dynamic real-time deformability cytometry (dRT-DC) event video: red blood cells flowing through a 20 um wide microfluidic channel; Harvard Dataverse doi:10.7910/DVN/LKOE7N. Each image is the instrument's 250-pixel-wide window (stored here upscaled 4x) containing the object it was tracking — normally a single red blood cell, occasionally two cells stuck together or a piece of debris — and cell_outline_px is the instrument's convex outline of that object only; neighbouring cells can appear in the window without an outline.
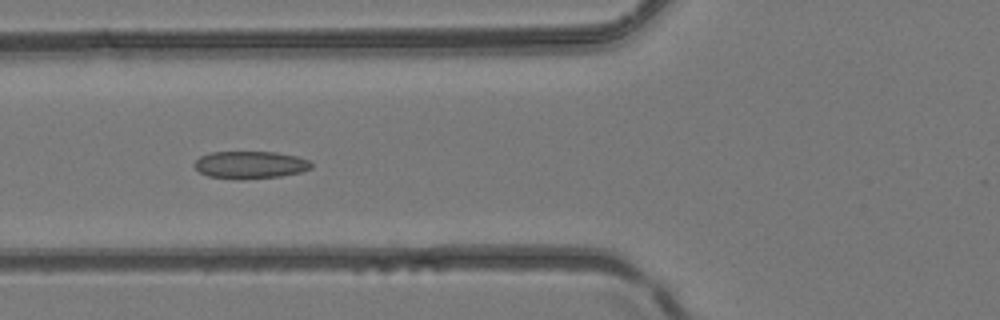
{"species": "common noctule bat (a hibernating species)", "species_latin": "Nyctalus noctula", "temperature_condition": "room temperature", "stored_images_in_passage": 3, "camera_frame_rate_fps": 3000, "um_per_image_px": 0.085, "animal": {"sex": "female", "body_mass_g": 24.6, "forearm_length_mm": 56.2}, "frame": {"image": 1, "passage_image": 3, "time_ms": 0.667, "image_size_px": [1000, 320], "cell_outline_px": [[312, 168], [300, 172], [280, 176], [240, 180], [208, 176], [200, 172], [192, 164], [200, 156], [212, 152], [276, 152], [296, 156], [308, 160], [312, 164]], "centroid_in_image_um": [21.25, 14.01], "position_along_channel_um": 104.6, "area_um2": 18.73}}